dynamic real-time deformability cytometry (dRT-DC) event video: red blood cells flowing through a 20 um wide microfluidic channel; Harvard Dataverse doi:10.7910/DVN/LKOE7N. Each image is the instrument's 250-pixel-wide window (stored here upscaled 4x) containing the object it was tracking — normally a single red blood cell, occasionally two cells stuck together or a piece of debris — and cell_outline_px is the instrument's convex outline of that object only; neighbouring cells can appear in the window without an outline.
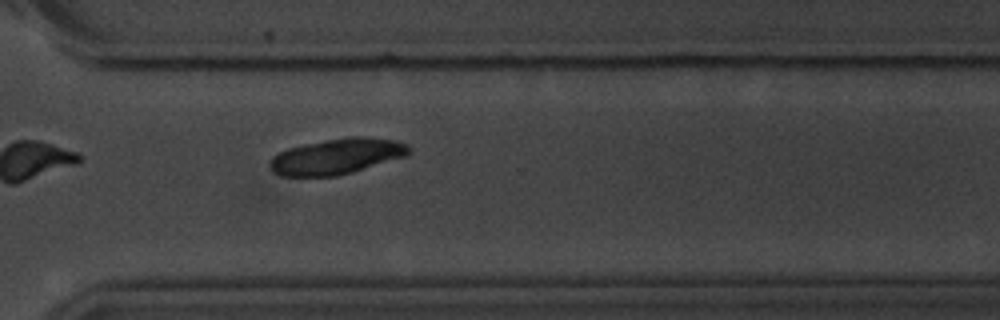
{"species": "common noctule bat (a hibernating species)", "species_latin": "Nyctalus noctula", "temperature_condition": "room temperature", "stored_images_in_passage": 11, "camera_frame_rate_fps": 3000, "um_per_image_px": 0.085, "animal": {"sex": "male", "body_mass_g": 20.1, "forearm_length_mm": 53.5}, "frame": {"image": 1, "passage_image": 11, "time_ms": 12.667, "image_size_px": [1000, 320], "cell_outline_px": [[412, 152], [408, 156], [352, 172], [336, 176], [280, 176], [272, 172], [268, 164], [272, 156], [288, 148], [304, 144], [352, 136], [364, 136], [396, 140], [408, 144], [412, 148]], "centroid_in_image_um": [28.67, 13.29], "position_along_channel_um": 341.9, "area_um2": 29.19}}